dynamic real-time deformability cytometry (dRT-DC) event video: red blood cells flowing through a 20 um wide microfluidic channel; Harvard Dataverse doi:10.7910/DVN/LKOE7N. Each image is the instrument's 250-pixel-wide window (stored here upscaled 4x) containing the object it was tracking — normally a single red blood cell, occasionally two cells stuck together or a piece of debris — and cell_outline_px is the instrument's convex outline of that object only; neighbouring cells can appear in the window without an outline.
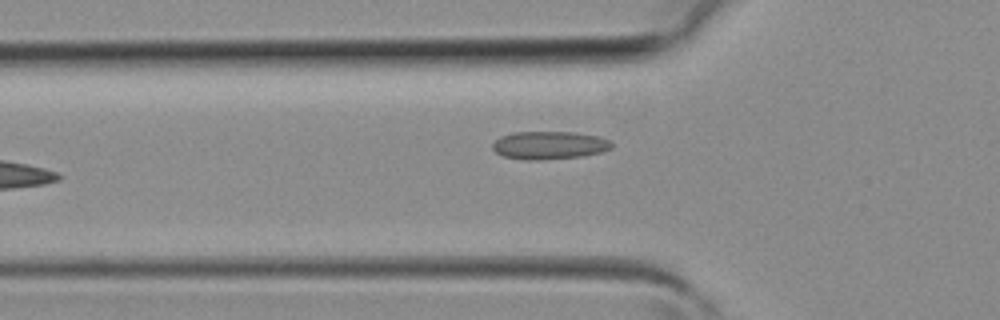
{"species": "common noctule bat (a hibernating species)", "species_latin": "Nyctalus noctula", "temperature_condition": "room temperature", "stored_images_in_passage": 4, "camera_frame_rate_fps": 3000, "um_per_image_px": 0.085, "animal": {"sex": "female", "body_mass_g": 19.3, "forearm_length_mm": 54.1}, "frame": {"image": 1, "passage_image": 4, "time_ms": 1.0, "image_size_px": [1000, 320], "cell_outline_px": [[612, 148], [600, 152], [580, 156], [540, 160], [524, 160], [504, 156], [496, 152], [492, 148], [492, 144], [500, 136], [512, 132], [572, 132], [600, 136], [608, 140], [612, 144]], "centroid_in_image_um": [46.66, 12.34], "position_along_channel_um": 79.1, "area_um2": 19.36}}